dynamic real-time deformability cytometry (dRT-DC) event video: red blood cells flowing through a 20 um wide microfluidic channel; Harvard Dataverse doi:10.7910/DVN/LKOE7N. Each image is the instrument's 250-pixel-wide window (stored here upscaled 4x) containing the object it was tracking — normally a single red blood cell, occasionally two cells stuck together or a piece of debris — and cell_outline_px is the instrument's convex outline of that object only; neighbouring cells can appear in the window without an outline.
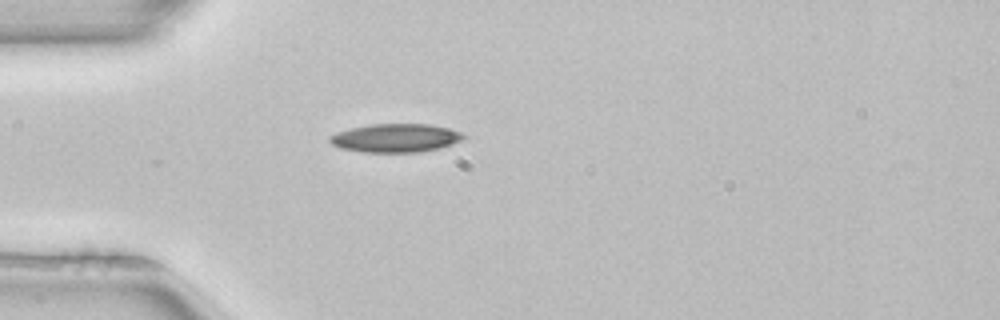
{"species": "common noctule bat (a hibernating species)", "species_latin": "Nyctalus noctula", "temperature_condition": "room temperature", "stored_images_in_passage": 1, "camera_frame_rate_fps": 3000, "um_per_image_px": 0.085, "animal": {"sex": "female", "body_mass_g": 22.7, "forearm_length_mm": 54.2}, "frame": {"image": 1, "passage_image": 1, "time_ms": 0.0, "image_size_px": [1000, 320], "cell_outline_px": [[468, 136], [452, 144], [440, 148], [420, 152], [364, 152], [340, 148], [332, 144], [328, 140], [328, 136], [336, 132], [352, 128], [372, 124], [428, 124], [448, 128], [460, 132]], "centroid_in_image_um": [33.61, 11.73], "position_along_channel_um": 51.4, "area_um2": 22.2}}